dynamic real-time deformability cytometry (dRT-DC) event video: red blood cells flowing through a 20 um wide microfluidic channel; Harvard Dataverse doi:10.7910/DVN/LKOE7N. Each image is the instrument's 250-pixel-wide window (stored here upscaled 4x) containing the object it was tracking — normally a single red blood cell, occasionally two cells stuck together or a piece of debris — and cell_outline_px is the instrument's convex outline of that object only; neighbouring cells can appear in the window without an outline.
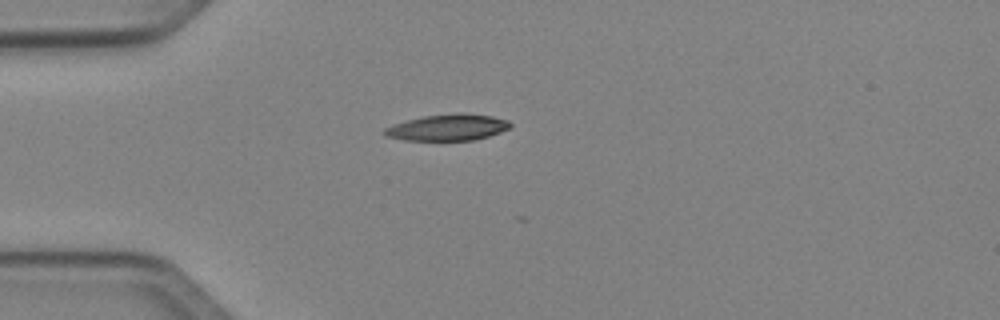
{"species": "Egyptian fruit bat (a non-hibernating species)", "species_latin": "Rousettus aegyptiacus", "temperature_condition": "cold", "stored_images_in_passage": 3, "camera_frame_rate_fps": 3000, "um_per_image_px": 0.085, "animal": {"sex": "female"}, "frame": {"image": 1, "passage_image": 1, "time_ms": 0.0, "image_size_px": [1000, 320], "cell_outline_px": [[512, 124], [508, 128], [500, 132], [488, 136], [472, 140], [404, 140], [384, 136], [380, 132], [384, 128], [392, 124], [424, 116], [460, 112], [464, 112], [492, 116], [508, 120]], "centroid_in_image_um": [38.01, 10.82], "position_along_channel_um": 47.0, "area_um2": 19.42}}